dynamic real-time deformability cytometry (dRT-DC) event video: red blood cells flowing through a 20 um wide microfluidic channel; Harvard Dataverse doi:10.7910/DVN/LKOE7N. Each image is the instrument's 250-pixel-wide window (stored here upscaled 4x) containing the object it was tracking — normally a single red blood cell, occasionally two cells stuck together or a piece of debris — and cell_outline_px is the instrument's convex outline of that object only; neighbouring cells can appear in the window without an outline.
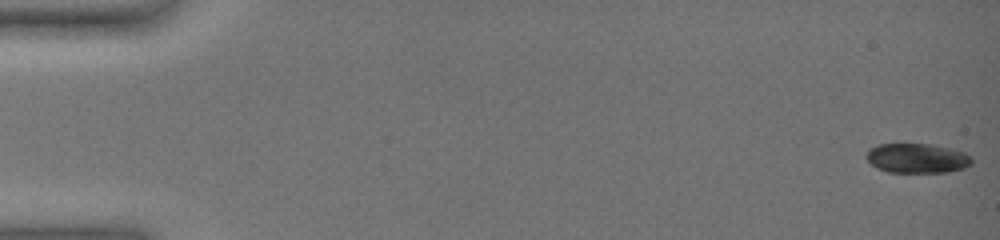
{"species": "common noctule bat (a hibernating species)", "species_latin": "Nyctalus noctula", "temperature_condition": "warm", "stored_images_in_passage": 56, "camera_frame_rate_fps": 3000, "um_per_image_px": 0.085, "animal": {"sex": "female", "body_mass_g": 19.0, "forearm_length_mm": 51.5}, "frame": {"image": 1, "passage_image": 1, "time_ms": 0.0, "image_size_px": [1000, 240], "cell_outline_px": [[972, 164], [964, 168], [948, 172], [888, 172], [876, 168], [864, 156], [868, 148], [876, 144], [932, 144], [952, 148], [964, 152], [972, 156]], "centroid_in_image_um": [77.95, 13.44], "position_along_channel_um": 7.1, "area_um2": 18.5}}
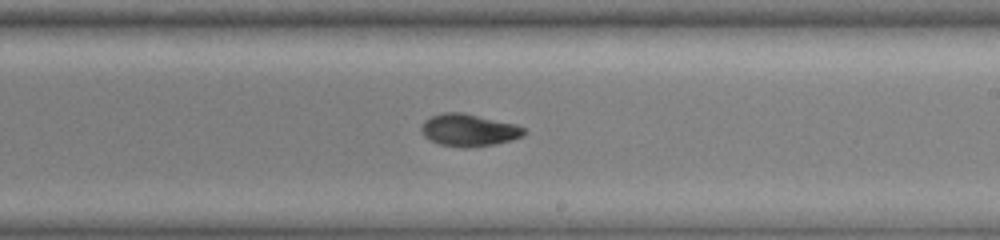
{"frame": {"image": 2, "passage_image": 36, "time_ms": 11.667, "image_size_px": [1000, 240], "cell_outline_px": [[528, 132], [524, 136], [512, 140], [496, 144], [468, 148], [460, 148], [440, 144], [428, 140], [424, 136], [420, 128], [424, 120], [432, 116], [444, 112], [460, 112], [516, 124], [524, 128]], "centroid_in_image_um": [39.86, 11.08], "position_along_channel_um": 249.1, "area_um2": 19.54}}
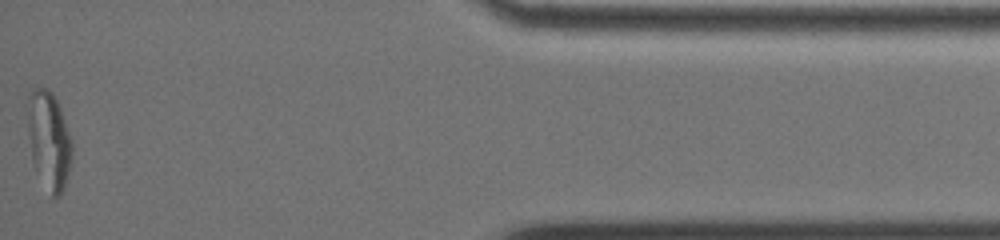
{"frame": {"image": 3, "passage_image": 56, "time_ms": 18.333, "image_size_px": [1000, 240], "cell_outline_px": [[72, 156], [64, 188], [60, 196], [52, 196], [36, 168], [32, 160], [28, 136], [24, 108], [24, 104], [32, 88], [48, 88], [52, 92], [60, 108], [72, 144]], "centroid_in_image_um": [4.1, 11.81], "position_along_channel_um": 431.1, "area_um2": 25.37}, "authors_computed_cell_mechanics": {"area_um2": 19.7098, "velocity_mm_per_s": 3.5322, "shape_relaxation_time_tau1_ms": 8.3103, "shape_relaxation_time_tau2_ms": 3.6032, "deformation_change_tau1": 0.2491, "deformation_change_tau2": 0.0637}}